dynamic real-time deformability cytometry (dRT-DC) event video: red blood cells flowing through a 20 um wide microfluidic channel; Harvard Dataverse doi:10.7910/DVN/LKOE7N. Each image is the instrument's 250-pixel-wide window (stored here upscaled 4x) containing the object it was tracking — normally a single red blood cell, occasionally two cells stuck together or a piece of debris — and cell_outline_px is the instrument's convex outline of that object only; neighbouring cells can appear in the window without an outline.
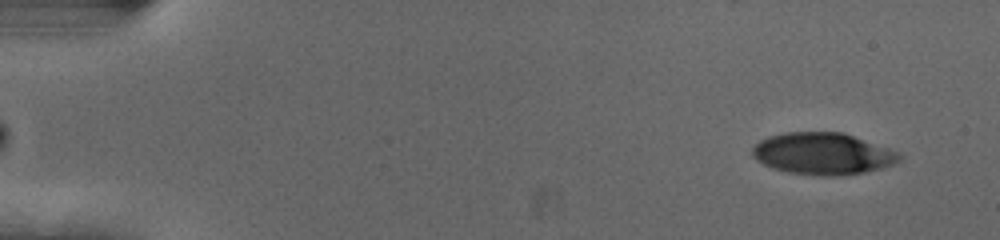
{"species": "human", "species_latin": "Homo sapiens", "temperature_condition": "cold", "stored_images_in_passage": 54, "camera_frame_rate_fps": 3000, "um_per_image_px": 0.085, "donor": {"sex": "female"}, "frame": {"image": 1, "passage_image": 3, "time_ms": 0.667, "image_size_px": [1000, 240], "cell_outline_px": [[904, 156], [900, 160], [884, 168], [864, 172], [836, 176], [832, 176], [788, 172], [772, 168], [756, 160], [752, 156], [752, 148], [760, 140], [768, 136], [788, 132], [844, 132], [900, 152]], "centroid_in_image_um": [69.96, 13.05], "position_along_channel_um": 15.0, "area_um2": 35.89}}
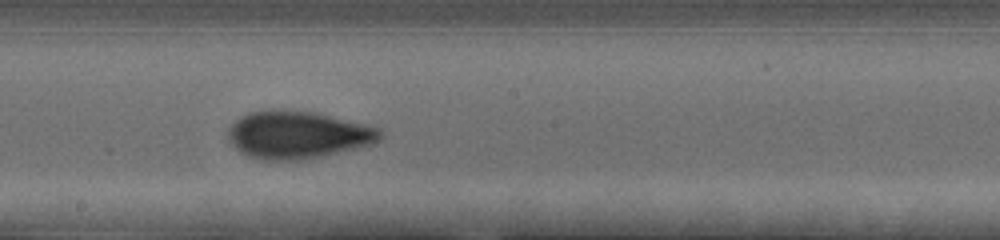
{"frame": {"image": 2, "passage_image": 30, "time_ms": 9.667, "image_size_px": [1000, 240], "cell_outline_px": [[384, 136], [380, 140], [372, 144], [320, 156], [300, 160], [260, 160], [248, 156], [240, 152], [228, 140], [228, 128], [236, 120], [248, 112], [316, 112], [368, 124], [380, 128], [384, 132]], "centroid_in_image_um": [25.35, 11.48], "position_along_channel_um": 222.8, "area_um2": 41.62}}
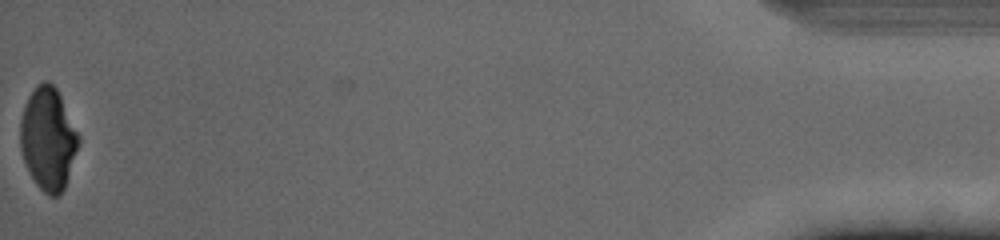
{"frame": {"image": 3, "passage_image": 54, "time_ms": 17.667, "image_size_px": [1000, 240], "cell_outline_px": [[80, 140], [64, 188], [60, 196], [48, 196], [36, 184], [24, 160], [20, 148], [20, 120], [28, 96], [44, 80], [48, 80], [56, 88], [80, 136]], "centroid_in_image_um": [4.09, 11.81], "position_along_channel_um": 431.1, "area_um2": 34.33}, "authors_computed_cell_mechanics": {"area_um2": 38.8705, "velocity_mm_per_s": 3.7149, "shape_relaxation_time_tau1_ms": 4.2059, "shape_relaxation_time_tau2_ms": 1.0614, "deformation_change_tau1": 0.1528, "deformation_change_tau2": 0.0726}}